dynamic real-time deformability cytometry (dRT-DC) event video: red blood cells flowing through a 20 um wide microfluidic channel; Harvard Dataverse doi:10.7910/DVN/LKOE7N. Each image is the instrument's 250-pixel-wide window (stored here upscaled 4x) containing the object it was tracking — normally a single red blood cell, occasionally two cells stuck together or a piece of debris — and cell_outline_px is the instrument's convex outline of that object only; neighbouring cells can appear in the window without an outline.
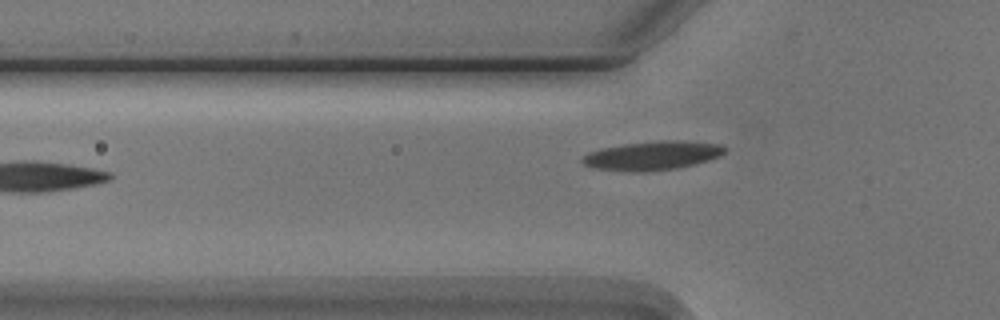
{"species": "Egyptian fruit bat (a non-hibernating species)", "species_latin": "Rousettus aegyptiacus", "temperature_condition": "cold", "stored_images_in_passage": 5, "camera_frame_rate_fps": 3000, "um_per_image_px": 0.085, "animal": {"sex": "male"}, "frame": {"image": 1, "passage_image": 5, "time_ms": 4.667, "image_size_px": [1000, 320], "cell_outline_px": [[728, 148], [720, 156], [708, 160], [676, 168], [644, 172], [632, 172], [592, 168], [584, 164], [580, 160], [580, 156], [588, 152], [600, 148], [624, 144], [660, 140], [676, 140], [720, 144]], "centroid_in_image_um": [55.39, 13.22], "position_along_channel_um": 70.4, "area_um2": 24.1}}